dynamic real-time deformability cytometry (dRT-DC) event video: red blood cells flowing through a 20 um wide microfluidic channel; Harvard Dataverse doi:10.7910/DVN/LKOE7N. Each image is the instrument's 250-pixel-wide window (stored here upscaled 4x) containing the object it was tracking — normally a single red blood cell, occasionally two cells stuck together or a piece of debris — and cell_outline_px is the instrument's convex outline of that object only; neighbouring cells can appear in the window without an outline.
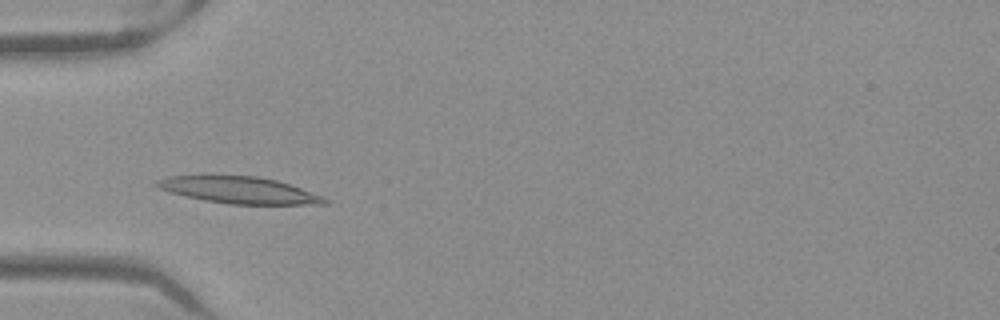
{"species": "Egyptian fruit bat (a non-hibernating species)", "species_latin": "Rousettus aegyptiacus", "temperature_condition": "warm", "stored_images_in_passage": 45, "camera_frame_rate_fps": 3000, "um_per_image_px": 0.085, "frame": {"image": 1, "passage_image": 10, "time_ms": 3.0, "image_size_px": [1000, 320], "cell_outline_px": [[328, 204], [228, 204], [204, 200], [184, 196], [168, 192], [152, 184], [156, 180], [168, 176], [212, 172], [256, 176], [276, 180], [324, 196], [328, 200]], "centroid_in_image_um": [20.19, 16.1], "position_along_channel_um": 64.8, "area_um2": 27.22}}
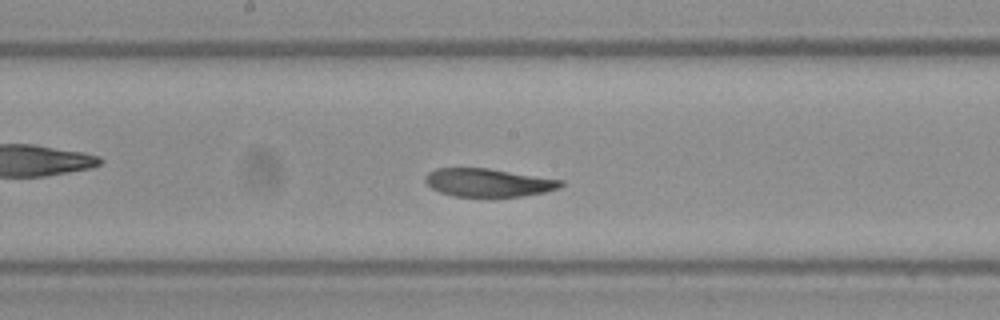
{"frame": {"image": 2, "passage_image": 21, "time_ms": 6.667, "image_size_px": [1000, 320], "cell_outline_px": [[564, 184], [560, 188], [544, 192], [524, 196], [452, 196], [440, 192], [432, 188], [424, 180], [424, 176], [428, 172], [436, 168], [488, 168], [564, 180]], "centroid_in_image_um": [41.51, 15.51], "position_along_channel_um": 206.7, "area_um2": 22.25}}
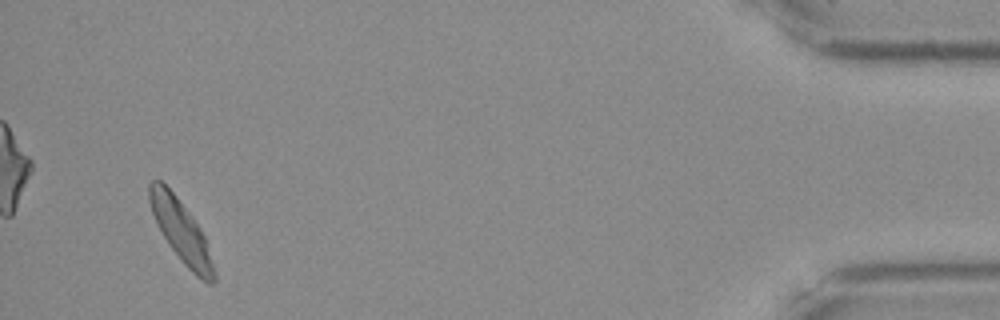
{"frame": {"image": 3, "passage_image": 43, "time_ms": 14.0, "image_size_px": [1000, 320], "cell_outline_px": [[216, 280], [212, 284], [208, 284], [196, 276], [184, 264], [172, 248], [164, 236], [152, 212], [148, 200], [148, 184], [152, 180], [160, 180], [176, 196], [192, 216], [200, 228], [204, 236], [216, 272]], "centroid_in_image_um": [15.41, 19.66], "position_along_channel_um": 419.8, "area_um2": 22.83}, "authors_computed_cell_mechanics": {"area_um2": 23.409, "velocity_mm_per_s": 3.9181, "shape_relaxation_time_tau1_ms": null, "shape_relaxation_time_tau2_ms": 8.6418, "deformation_change_tau1": null, "deformation_change_tau2": 0.1633}}